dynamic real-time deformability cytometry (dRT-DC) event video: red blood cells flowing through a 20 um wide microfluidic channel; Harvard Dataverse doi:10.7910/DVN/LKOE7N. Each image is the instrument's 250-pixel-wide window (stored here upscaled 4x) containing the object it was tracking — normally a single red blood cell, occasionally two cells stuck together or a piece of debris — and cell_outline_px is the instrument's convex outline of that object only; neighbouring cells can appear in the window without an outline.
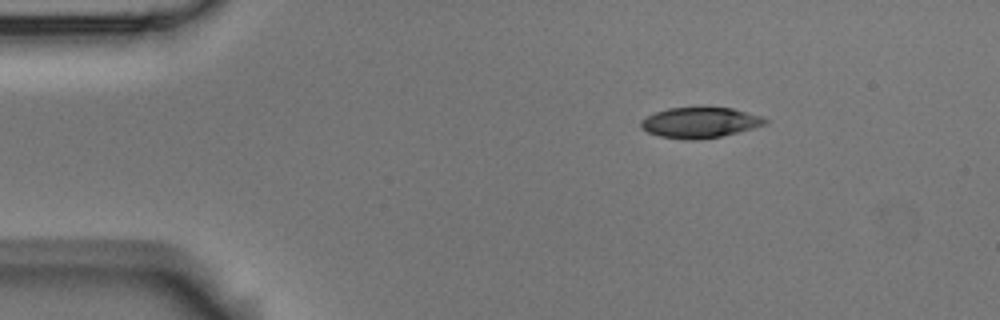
{"species": "Egyptian fruit bat (a non-hibernating species)", "species_latin": "Rousettus aegyptiacus", "temperature_condition": "room temperature", "stored_images_in_passage": 4, "camera_frame_rate_fps": 3000, "um_per_image_px": 0.085, "animal": {"sex": "male"}, "frame": {"image": 1, "passage_image": 1, "time_ms": 0.0, "image_size_px": [1000, 320], "cell_outline_px": [[768, 120], [764, 124], [752, 128], [720, 136], [696, 140], [684, 140], [660, 136], [648, 132], [640, 128], [640, 120], [656, 112], [668, 108], [732, 108], [764, 116]], "centroid_in_image_um": [59.47, 10.42], "position_along_channel_um": 25.5, "area_um2": 21.91}}
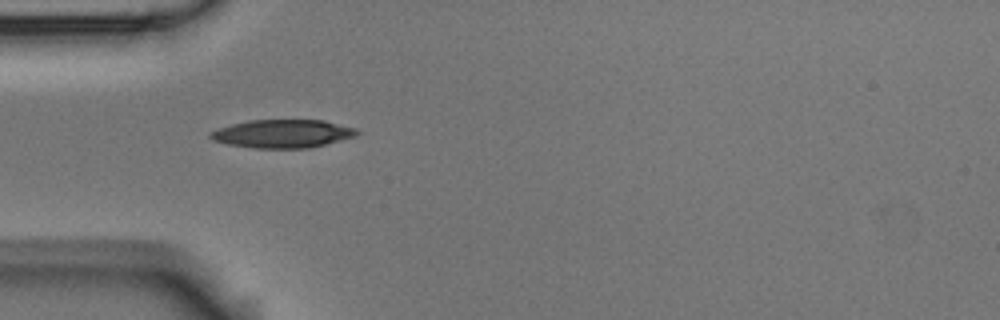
{"frame": {"image": 2, "passage_image": 3, "time_ms": 0.667, "image_size_px": [1000, 320], "cell_outline_px": [[360, 132], [356, 136], [308, 148], [256, 148], [228, 144], [212, 140], [208, 136], [208, 132], [232, 124], [248, 120], [324, 120], [356, 128]], "centroid_in_image_um": [24.01, 11.36], "position_along_channel_um": 61.0, "area_um2": 24.04}}
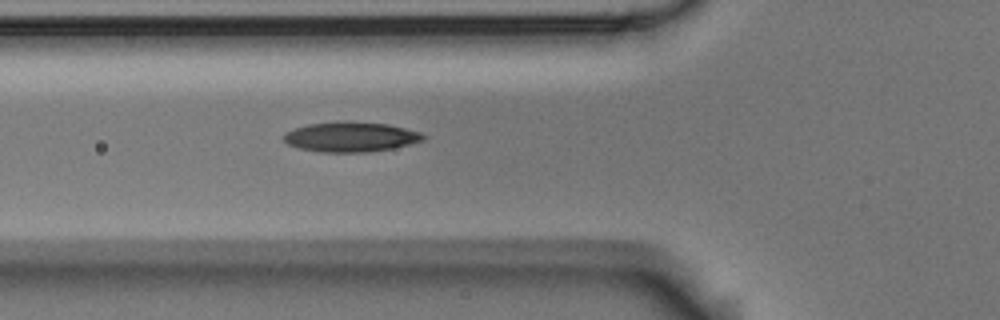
{"frame": {"image": 3, "passage_image": 4, "time_ms": 1.0, "image_size_px": [1000, 320], "cell_outline_px": [[428, 136], [424, 140], [392, 148], [368, 152], [324, 152], [300, 148], [288, 144], [284, 140], [284, 136], [288, 132], [296, 128], [308, 124], [348, 120], [388, 124], [420, 132]], "centroid_in_image_um": [29.86, 11.62], "position_along_channel_um": 95.9, "area_um2": 24.22}}